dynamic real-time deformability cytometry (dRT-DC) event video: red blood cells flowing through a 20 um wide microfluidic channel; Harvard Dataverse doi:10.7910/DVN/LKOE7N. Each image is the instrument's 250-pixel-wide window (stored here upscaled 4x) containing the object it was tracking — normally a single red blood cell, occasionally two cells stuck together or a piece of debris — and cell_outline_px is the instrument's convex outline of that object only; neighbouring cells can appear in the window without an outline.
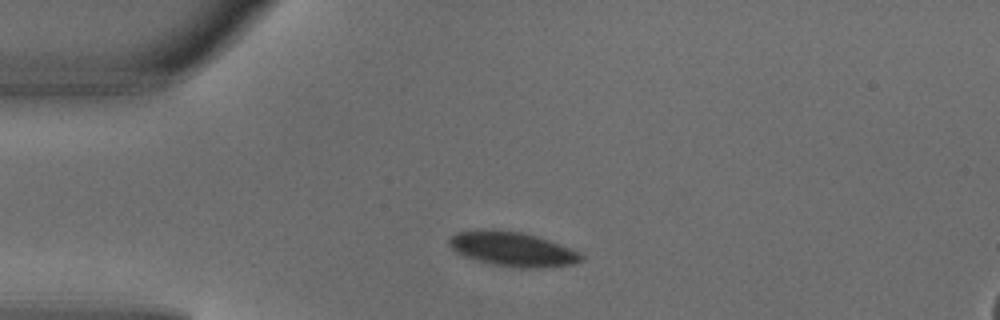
{"species": "common noctule bat (a hibernating species)", "species_latin": "Nyctalus noctula", "temperature_condition": "warm", "stored_images_in_passage": 4, "camera_frame_rate_fps": 3000, "um_per_image_px": 0.085, "animal": {"sex": "male", "body_mass_g": 18.8}, "frame": {"image": 1, "passage_image": 1, "time_ms": 0.0, "image_size_px": [1000, 320], "cell_outline_px": [[584, 260], [576, 264], [536, 268], [524, 268], [496, 264], [464, 256], [456, 252], [448, 244], [448, 240], [456, 232], [480, 228], [492, 228], [524, 232], [572, 248], [580, 252], [584, 256]], "centroid_in_image_um": [43.59, 21.14], "position_along_channel_um": 41.4, "area_um2": 26.7}}